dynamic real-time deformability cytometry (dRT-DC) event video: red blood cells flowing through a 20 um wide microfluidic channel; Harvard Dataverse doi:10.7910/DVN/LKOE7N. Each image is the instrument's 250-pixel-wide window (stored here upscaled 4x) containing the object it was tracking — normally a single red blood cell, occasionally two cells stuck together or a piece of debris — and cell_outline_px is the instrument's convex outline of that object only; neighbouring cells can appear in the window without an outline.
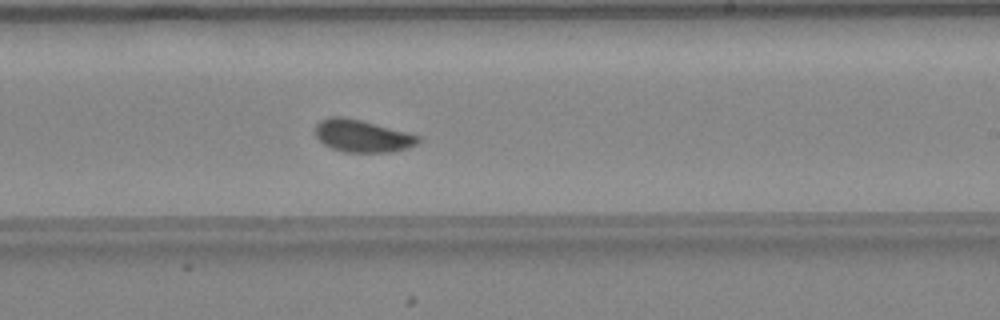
{"species": "common noctule bat (a hibernating species)", "species_latin": "Nyctalus noctula", "temperature_condition": "warm", "stored_images_in_passage": 45, "camera_frame_rate_fps": 3000, "um_per_image_px": 0.085, "animal": {"sex": "female", "body_mass_g": 24.6, "forearm_length_mm": 56.2}, "frame": {"image": 1, "passage_image": 26, "time_ms": 8.333, "image_size_px": [1000, 320], "cell_outline_px": [[420, 144], [408, 148], [392, 152], [344, 152], [332, 148], [324, 144], [316, 136], [316, 124], [320, 120], [328, 116], [340, 116], [360, 120], [420, 136]], "centroid_in_image_um": [30.8, 11.56], "position_along_channel_um": 258.2, "area_um2": 19.31}, "authors_computed_cell_mechanics": {"area_um2": 19.1896, "velocity_mm_per_s": 4.2995, "shape_relaxation_time_tau1_ms": 3.9137, "shape_relaxation_time_tau2_ms": 0.6397, "deformation_change_tau1": 0.0893, "deformation_change_tau2": 0.0278}}